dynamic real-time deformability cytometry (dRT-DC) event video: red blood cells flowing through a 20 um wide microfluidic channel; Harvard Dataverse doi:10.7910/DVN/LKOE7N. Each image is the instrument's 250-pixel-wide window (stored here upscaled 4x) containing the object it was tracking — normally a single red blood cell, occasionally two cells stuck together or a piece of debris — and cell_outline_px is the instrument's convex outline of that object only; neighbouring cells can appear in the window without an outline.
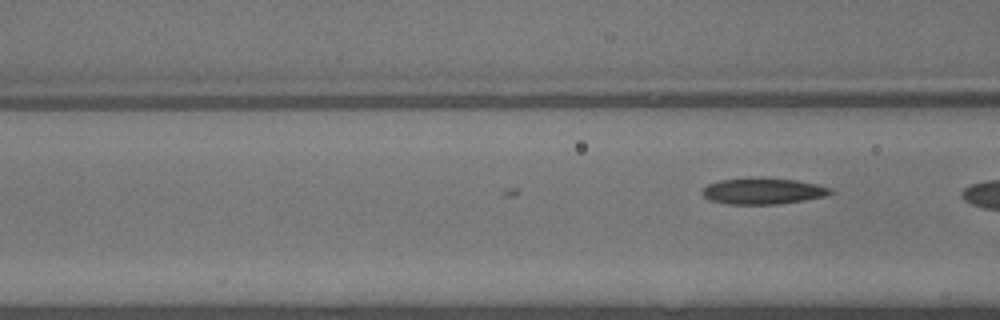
{"species": "common noctule bat (a hibernating species)", "species_latin": "Nyctalus noctula", "temperature_condition": "warm", "stored_images_in_passage": 4, "camera_frame_rate_fps": 3000, "um_per_image_px": 0.085, "animal": {"sex": "male", "body_mass_g": 13.3}, "frame": {"image": 1, "passage_image": 4, "time_ms": 1.0, "image_size_px": [1000, 320], "cell_outline_px": [[836, 192], [828, 196], [780, 204], [724, 204], [712, 200], [704, 196], [700, 192], [708, 184], [720, 180], [796, 180], [816, 184], [832, 188]], "centroid_in_image_um": [64.92, 16.29], "position_along_channel_um": 101.7, "area_um2": 18.9}}